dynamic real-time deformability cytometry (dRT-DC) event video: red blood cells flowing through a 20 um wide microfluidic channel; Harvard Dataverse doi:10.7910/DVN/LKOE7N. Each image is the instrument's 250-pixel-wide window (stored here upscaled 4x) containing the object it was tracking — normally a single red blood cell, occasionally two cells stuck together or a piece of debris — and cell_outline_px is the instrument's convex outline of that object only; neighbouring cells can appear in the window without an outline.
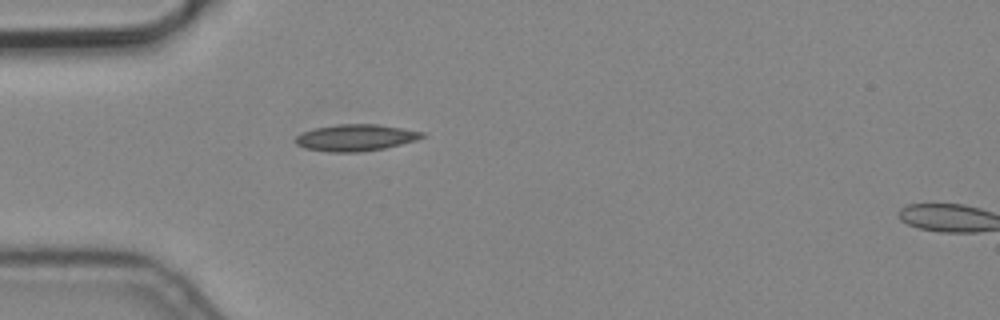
{"species": "common noctule bat (a hibernating species)", "species_latin": "Nyctalus noctula", "temperature_condition": "cold", "stored_images_in_passage": 2, "segment_of_instrument_passage": [1, 2], "camera_frame_rate_fps": 3000, "um_per_image_px": 0.085, "animal": {"sex": "male", "body_mass_g": 19.2, "forearm_length_mm": 51.8}, "frame": {"image": 1, "passage_image": 1, "time_ms": 0.0, "image_size_px": [1000, 320], "cell_outline_px": [[424, 136], [416, 140], [384, 148], [360, 152], [328, 152], [304, 148], [296, 144], [296, 136], [304, 132], [316, 128], [336, 124], [376, 124], [424, 132]], "centroid_in_image_um": [30.21, 11.7], "position_along_channel_um": 54.8, "area_um2": 19.42}}